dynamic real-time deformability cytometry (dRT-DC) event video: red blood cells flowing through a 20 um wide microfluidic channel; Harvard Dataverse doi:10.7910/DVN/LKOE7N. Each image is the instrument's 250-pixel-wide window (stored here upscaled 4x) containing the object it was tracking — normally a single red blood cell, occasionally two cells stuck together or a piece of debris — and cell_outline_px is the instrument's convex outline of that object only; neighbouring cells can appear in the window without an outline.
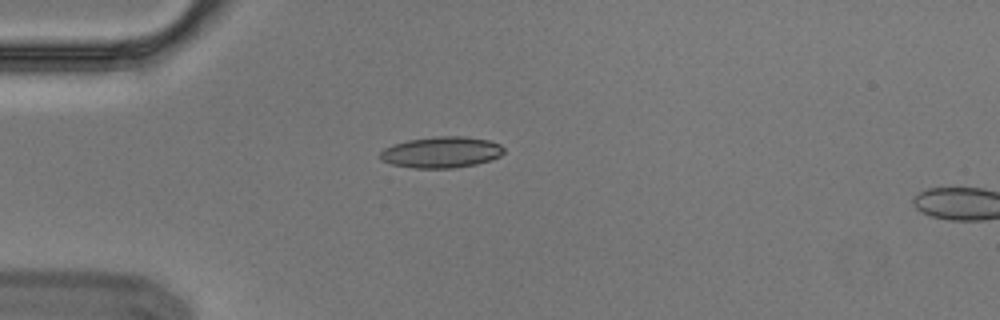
{"species": "Egyptian fruit bat (a non-hibernating species)", "species_latin": "Rousettus aegyptiacus", "temperature_condition": "cold", "stored_images_in_passage": 6, "camera_frame_rate_fps": 3000, "um_per_image_px": 0.085, "animal": {"sex": "male"}, "frame": {"image": 1, "passage_image": 6, "time_ms": 1.667, "image_size_px": [1000, 320], "cell_outline_px": [[504, 152], [500, 156], [492, 160], [476, 164], [452, 168], [412, 168], [392, 164], [380, 160], [380, 152], [384, 148], [392, 144], [408, 140], [436, 136], [464, 136], [488, 140], [500, 144], [504, 148]], "centroid_in_image_um": [37.51, 12.94], "position_along_channel_um": 47.5, "area_um2": 22.6}}